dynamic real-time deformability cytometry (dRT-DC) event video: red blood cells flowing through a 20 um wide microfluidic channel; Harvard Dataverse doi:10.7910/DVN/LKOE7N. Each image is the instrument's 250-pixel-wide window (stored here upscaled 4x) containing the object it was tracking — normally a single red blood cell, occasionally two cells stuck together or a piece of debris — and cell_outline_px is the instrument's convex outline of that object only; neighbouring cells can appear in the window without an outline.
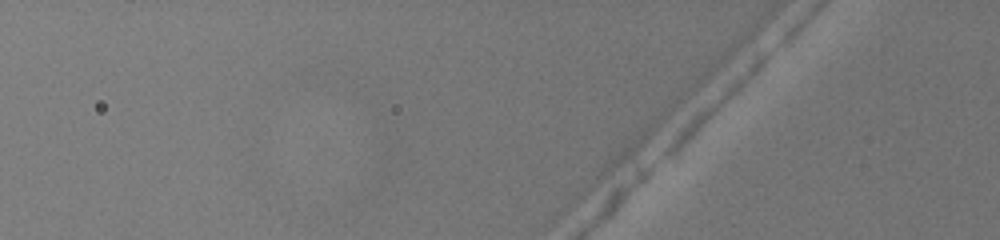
{"species": "common noctule bat (a hibernating species)", "species_latin": "Nyctalus noctula", "temperature_condition": "warm", "stored_images_in_passage": 2, "camera_frame_rate_fps": 3000, "um_per_image_px": 0.085, "animal": {"sex": "female", "body_mass_g": 19.5, "forearm_length_mm": 54.1}, "frame": {"image": 1, "passage_image": 2, "time_ms": 0.333, "image_size_px": [1000, 240], "cell_outline_px": [[772, 52], [768, 60], [740, 88], [664, 156], [660, 156], [664, 148], [676, 132], [696, 112], [756, 56], [772, 48]], "centroid_in_image_um": [61.05, 8.46], "position_along_channel_um": 64.7, "area_um2": 11.5}}